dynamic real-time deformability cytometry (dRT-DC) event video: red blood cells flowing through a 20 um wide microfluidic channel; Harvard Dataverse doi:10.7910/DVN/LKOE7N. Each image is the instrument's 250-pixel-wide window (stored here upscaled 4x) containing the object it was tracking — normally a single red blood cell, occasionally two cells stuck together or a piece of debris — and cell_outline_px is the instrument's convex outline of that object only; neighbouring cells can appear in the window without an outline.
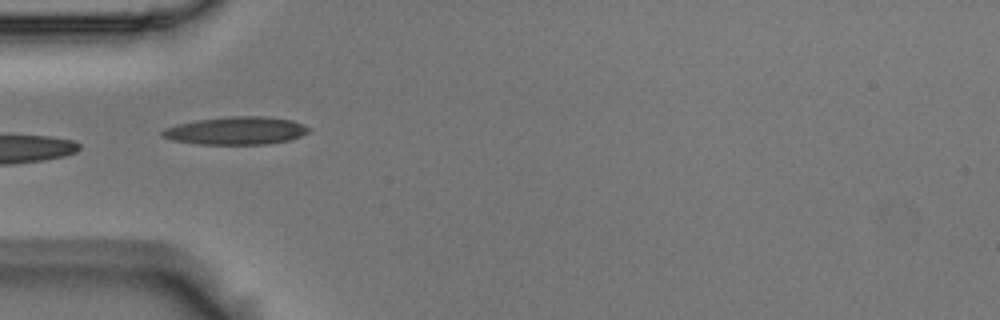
{"species": "Egyptian fruit bat (a non-hibernating species)", "species_latin": "Rousettus aegyptiacus", "temperature_condition": "room temperature", "stored_images_in_passage": 6, "camera_frame_rate_fps": 3000, "um_per_image_px": 0.085, "animal": {"sex": "male"}, "frame": {"image": 1, "passage_image": 5, "time_ms": 1.333, "image_size_px": [1000, 320], "cell_outline_px": [[312, 128], [308, 132], [300, 136], [288, 140], [268, 144], [200, 144], [172, 140], [160, 136], [160, 132], [164, 128], [176, 124], [196, 120], [228, 116], [264, 116], [292, 120], [304, 124]], "centroid_in_image_um": [20.05, 11.1], "position_along_channel_um": 64.9, "area_um2": 23.93}}
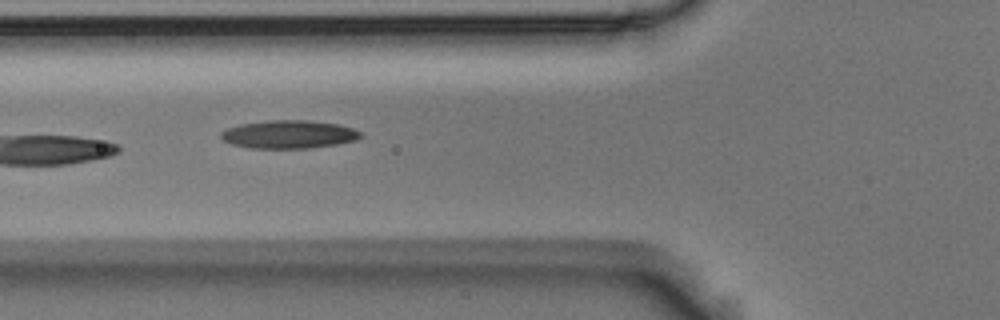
{"frame": {"image": 2, "passage_image": 6, "time_ms": 1.667, "image_size_px": [1000, 320], "cell_outline_px": [[364, 136], [356, 140], [336, 144], [308, 148], [252, 148], [232, 144], [224, 140], [220, 136], [220, 132], [228, 128], [240, 124], [268, 120], [308, 120], [340, 124], [364, 132]], "centroid_in_image_um": [24.6, 11.41], "position_along_channel_um": 101.2, "area_um2": 23.0}}